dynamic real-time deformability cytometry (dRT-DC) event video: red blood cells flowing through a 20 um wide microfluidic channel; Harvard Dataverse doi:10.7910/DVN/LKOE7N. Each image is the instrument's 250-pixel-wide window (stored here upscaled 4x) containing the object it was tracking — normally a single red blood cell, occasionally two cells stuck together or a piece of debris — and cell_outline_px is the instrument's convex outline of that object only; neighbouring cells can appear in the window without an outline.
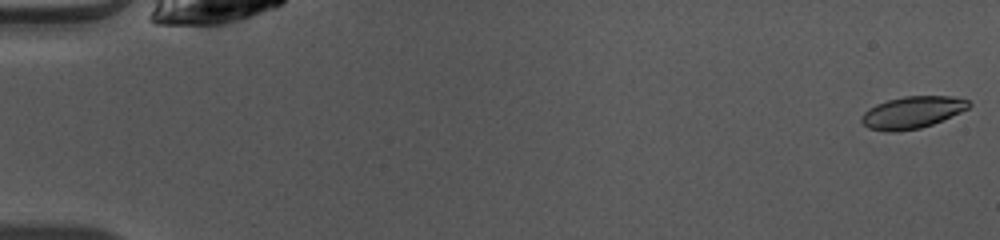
{"species": "common noctule bat (a hibernating species)", "species_latin": "Nyctalus noctula", "temperature_condition": "warm", "stored_images_in_passage": 49, "camera_frame_rate_fps": 3000, "um_per_image_px": 0.085, "animal": {"sex": "female", "body_mass_g": 10.0, "forearm_length_mm": 53.1}, "frame": {"image": 1, "passage_image": 1, "time_ms": 0.0, "image_size_px": [1000, 240], "cell_outline_px": [[972, 104], [968, 108], [960, 112], [932, 124], [920, 128], [896, 132], [884, 132], [868, 128], [860, 120], [860, 116], [868, 108], [876, 104], [888, 100], [904, 96], [952, 96], [968, 100]], "centroid_in_image_um": [77.5, 9.56], "position_along_channel_um": 7.5, "area_um2": 20.06}}
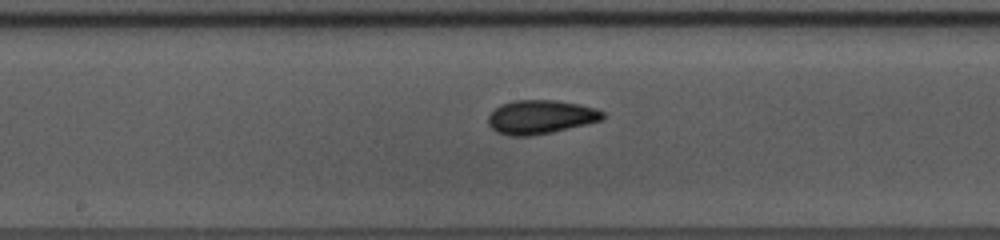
{"frame": {"image": 2, "passage_image": 26, "time_ms": 8.333, "image_size_px": [1000, 240], "cell_outline_px": [[604, 120], [552, 132], [528, 136], [512, 136], [496, 132], [488, 124], [488, 116], [500, 104], [512, 100], [556, 100], [580, 104], [596, 108], [604, 112]], "centroid_in_image_um": [45.96, 9.94], "position_along_channel_um": 202.2, "area_um2": 22.72}}
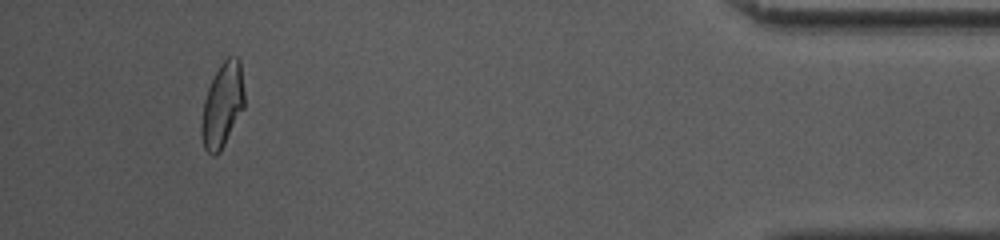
{"frame": {"image": 3, "passage_image": 46, "time_ms": 15.0, "image_size_px": [1000, 240], "cell_outline_px": [[244, 108], [220, 152], [216, 156], [212, 156], [204, 148], [200, 136], [200, 124], [204, 100], [208, 88], [220, 64], [228, 56], [236, 56], [240, 60], [244, 92]], "centroid_in_image_um": [18.89, 8.96], "position_along_channel_um": 416.3, "area_um2": 21.27}, "authors_computed_cell_mechanics": {"area_um2": 21.2704, "velocity_mm_per_s": 4.0976, "shape_relaxation_time_tau1_ms": 3.8503, "shape_relaxation_time_tau2_ms": 2.0696, "deformation_change_tau1": 0.1544, "deformation_change_tau2": 0.0712}}